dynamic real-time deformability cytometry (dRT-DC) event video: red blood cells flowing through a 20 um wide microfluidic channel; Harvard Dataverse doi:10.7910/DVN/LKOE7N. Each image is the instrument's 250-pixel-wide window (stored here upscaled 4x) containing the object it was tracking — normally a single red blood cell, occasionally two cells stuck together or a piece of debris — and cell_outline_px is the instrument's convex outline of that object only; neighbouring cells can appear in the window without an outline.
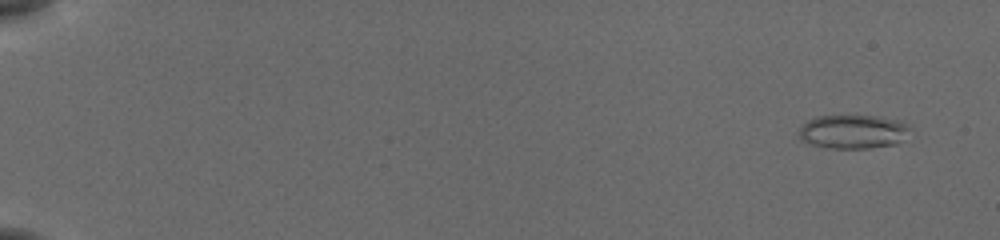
{"species": "common noctule bat (a hibernating species)", "species_latin": "Nyctalus noctula", "temperature_condition": "cold", "stored_images_in_passage": 56, "camera_frame_rate_fps": 3000, "um_per_image_px": 0.085, "animal": {"sex": "female", "body_mass_g": 19.5, "forearm_length_mm": 54.1}, "frame": {"image": 1, "passage_image": 4, "time_ms": 1.0, "image_size_px": [1000, 240], "cell_outline_px": [[912, 128], [896, 144], [868, 148], [828, 148], [812, 144], [800, 140], [800, 128], [808, 120], [816, 116], [876, 116], [896, 120], [908, 124]], "centroid_in_image_um": [72.5, 11.19], "position_along_channel_um": 12.5, "area_um2": 21.68}}
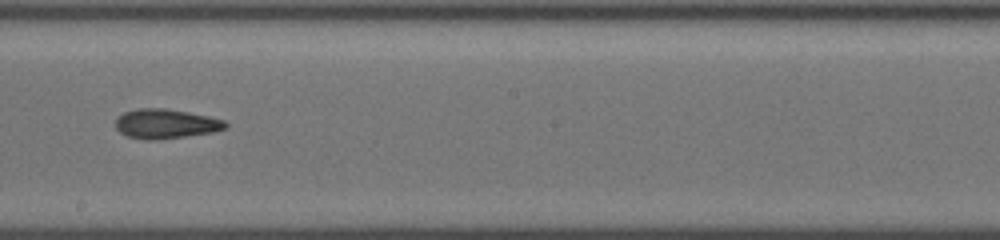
{"frame": {"image": 2, "passage_image": 35, "time_ms": 11.333, "image_size_px": [1000, 240], "cell_outline_px": [[228, 128], [212, 132], [156, 140], [148, 140], [128, 136], [120, 132], [116, 128], [116, 120], [124, 112], [136, 108], [164, 108], [188, 112], [208, 116], [224, 120], [228, 124]], "centroid_in_image_um": [14.1, 10.51], "position_along_channel_um": 234.1, "area_um2": 18.79}}
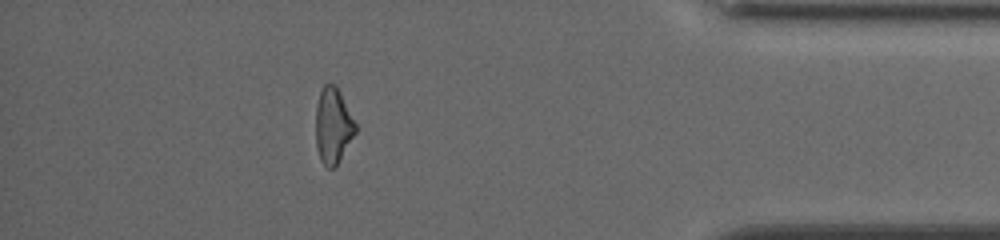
{"frame": {"image": 3, "passage_image": 51, "time_ms": 16.667, "image_size_px": [1000, 240], "cell_outline_px": [[356, 132], [336, 168], [328, 168], [320, 160], [316, 148], [316, 108], [320, 92], [324, 84], [336, 84], [356, 124]], "centroid_in_image_um": [28.31, 10.72], "position_along_channel_um": 406.9, "area_um2": 17.57}, "authors_computed_cell_mechanics": {"area_um2": 18.8428, "velocity_mm_per_s": 3.852, "shape_relaxation_time_tau1_ms": 7.1043, "shape_relaxation_time_tau2_ms": 4.0533, "deformation_change_tau1": 0.1937, "deformation_change_tau2": 0.1195}}